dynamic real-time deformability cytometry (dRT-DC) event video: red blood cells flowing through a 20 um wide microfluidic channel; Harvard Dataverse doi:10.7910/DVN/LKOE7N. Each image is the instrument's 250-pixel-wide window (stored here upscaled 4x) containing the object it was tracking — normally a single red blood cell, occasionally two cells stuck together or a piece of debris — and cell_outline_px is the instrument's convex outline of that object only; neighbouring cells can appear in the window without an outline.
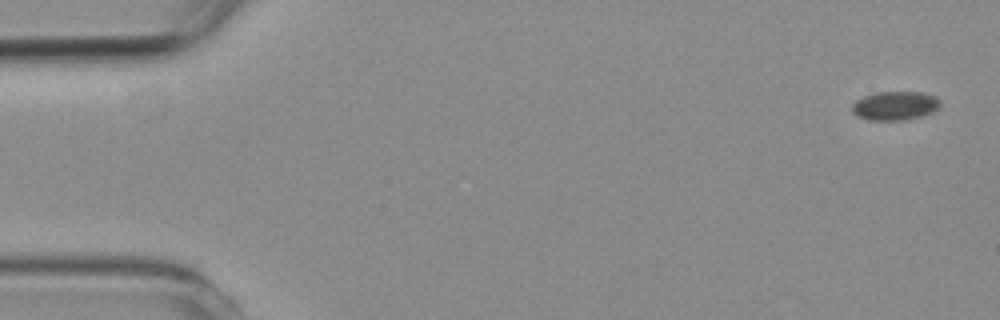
{"species": "common noctule bat (a hibernating species)", "species_latin": "Nyctalus noctula", "temperature_condition": "room temperature", "stored_images_in_passage": 7, "camera_frame_rate_fps": 3000, "um_per_image_px": 0.085, "animal": {"sex": "female", "body_mass_g": 19.3, "forearm_length_mm": 54.1}, "frame": {"image": 1, "passage_image": 1, "time_ms": 0.0, "image_size_px": [1000, 320], "cell_outline_px": [[940, 108], [932, 112], [920, 116], [904, 120], [868, 120], [856, 116], [852, 112], [852, 104], [856, 100], [864, 96], [876, 92], [924, 92], [936, 96], [940, 100]], "centroid_in_image_um": [76.08, 8.98], "position_along_channel_um": 8.9, "area_um2": 14.97}}
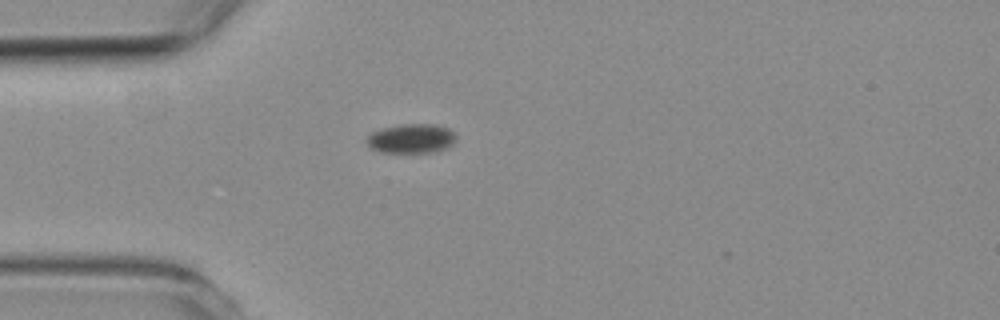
{"frame": {"image": 2, "passage_image": 5, "time_ms": 5.0, "image_size_px": [1000, 320], "cell_outline_px": [[456, 140], [448, 148], [436, 152], [380, 152], [372, 148], [364, 140], [372, 132], [380, 128], [404, 124], [436, 124], [448, 128], [456, 136]], "centroid_in_image_um": [34.97, 11.77], "position_along_channel_um": 50.0, "area_um2": 15.37}}
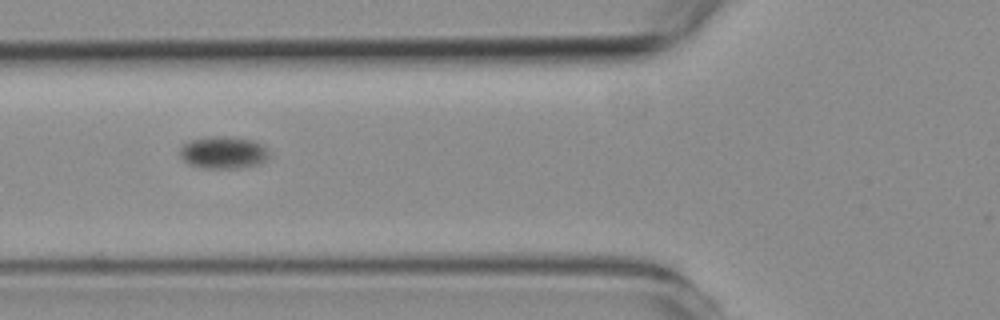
{"frame": {"image": 3, "passage_image": 7, "time_ms": 7.0, "image_size_px": [1000, 320], "cell_outline_px": [[268, 156], [264, 160], [256, 164], [240, 168], [204, 168], [188, 164], [180, 156], [180, 148], [184, 144], [192, 140], [208, 136], [224, 136], [252, 140], [264, 144], [268, 148]], "centroid_in_image_um": [18.98, 12.96], "position_along_channel_um": 106.8, "area_um2": 16.7}}